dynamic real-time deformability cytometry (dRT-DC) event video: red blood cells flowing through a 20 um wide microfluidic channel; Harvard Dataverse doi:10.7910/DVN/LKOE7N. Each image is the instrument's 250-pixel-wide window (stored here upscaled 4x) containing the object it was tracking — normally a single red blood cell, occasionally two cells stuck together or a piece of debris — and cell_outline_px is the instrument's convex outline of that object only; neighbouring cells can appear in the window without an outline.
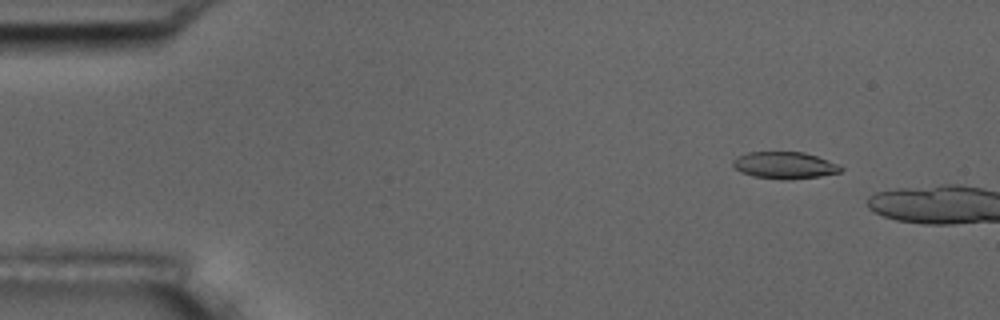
{"species": "common noctule bat (a hibernating species)", "species_latin": "Nyctalus noctula", "temperature_condition": "room temperature", "stored_images_in_passage": 4, "camera_frame_rate_fps": 3000, "um_per_image_px": 0.085, "animal": {"sex": "male", "body_mass_g": 17.5, "forearm_length_mm": 52.3}, "frame": {"image": 1, "passage_image": 2, "time_ms": 1.0, "image_size_px": [1000, 320], "cell_outline_px": [[844, 168], [840, 172], [820, 176], [752, 176], [740, 172], [732, 164], [732, 160], [736, 156], [748, 152], [804, 152], [840, 164]], "centroid_in_image_um": [66.68, 13.98], "position_along_channel_um": 18.3, "area_um2": 16.01}}